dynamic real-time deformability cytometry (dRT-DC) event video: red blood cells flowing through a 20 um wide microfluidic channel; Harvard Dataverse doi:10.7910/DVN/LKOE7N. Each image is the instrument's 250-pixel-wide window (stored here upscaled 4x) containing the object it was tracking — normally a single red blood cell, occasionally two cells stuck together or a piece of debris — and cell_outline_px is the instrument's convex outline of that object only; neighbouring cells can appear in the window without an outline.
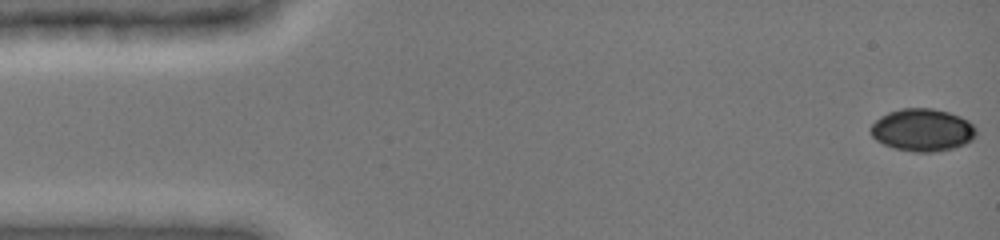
{"species": "common noctule bat (a hibernating species)", "species_latin": "Nyctalus noctula", "temperature_condition": "cold", "stored_images_in_passage": 6, "camera_frame_rate_fps": 3000, "um_per_image_px": 0.085, "animal": {"sex": "female", "body_mass_g": 19.0, "forearm_length_mm": 51.5}, "frame": {"image": 1, "passage_image": 1, "time_ms": 0.0, "image_size_px": [1000, 240], "cell_outline_px": [[976, 136], [972, 140], [964, 144], [952, 148], [932, 152], [912, 152], [892, 148], [876, 140], [872, 136], [868, 128], [880, 116], [888, 112], [904, 108], [932, 108], [948, 112], [960, 116], [968, 120], [976, 128]], "centroid_in_image_um": [78.39, 11.05], "position_along_channel_um": 6.6, "area_um2": 26.3}}
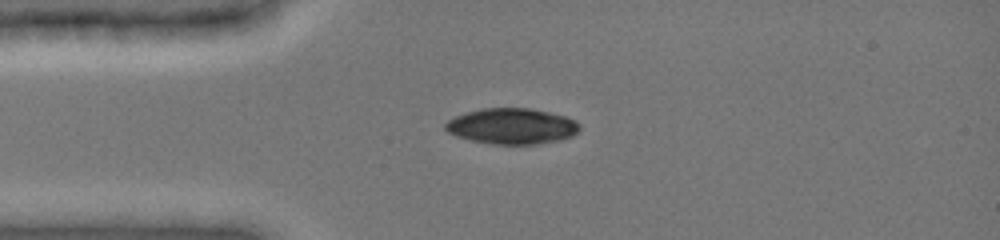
{"frame": {"image": 2, "passage_image": 5, "time_ms": 3.667, "image_size_px": [1000, 240], "cell_outline_px": [[580, 128], [572, 136], [560, 140], [536, 144], [492, 144], [472, 140], [456, 136], [448, 132], [444, 128], [444, 124], [448, 120], [456, 116], [468, 112], [484, 108], [532, 108], [564, 116], [576, 120], [580, 124]], "centroid_in_image_um": [43.52, 10.72], "position_along_channel_um": 41.5, "area_um2": 27.92}}